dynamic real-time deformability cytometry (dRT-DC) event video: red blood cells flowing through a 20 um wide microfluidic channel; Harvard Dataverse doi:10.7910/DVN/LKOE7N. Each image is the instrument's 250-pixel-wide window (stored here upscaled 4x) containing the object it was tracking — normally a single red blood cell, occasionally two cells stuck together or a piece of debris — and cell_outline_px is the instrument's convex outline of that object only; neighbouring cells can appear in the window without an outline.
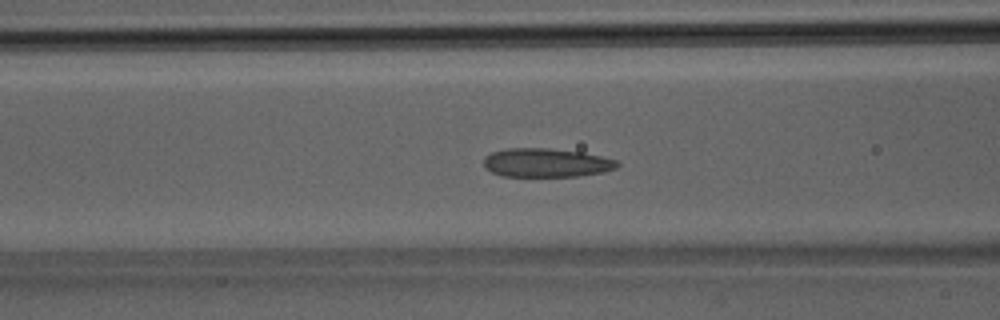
{"species": "Egyptian fruit bat (a non-hibernating species)", "species_latin": "Rousettus aegyptiacus", "temperature_condition": "room temperature", "stored_images_in_passage": 40, "camera_frame_rate_fps": 3000, "um_per_image_px": 0.085, "animal": {"sex": "male"}, "frame": {"image": 1, "passage_image": 16, "time_ms": 5.0, "image_size_px": [1000, 320], "cell_outline_px": [[620, 164], [616, 168], [604, 172], [580, 176], [500, 176], [484, 168], [484, 156], [492, 152], [508, 148], [548, 148], [580, 152], [600, 156], [616, 160]], "centroid_in_image_um": [46.41, 13.84], "position_along_channel_um": 120.2, "area_um2": 22.43}}
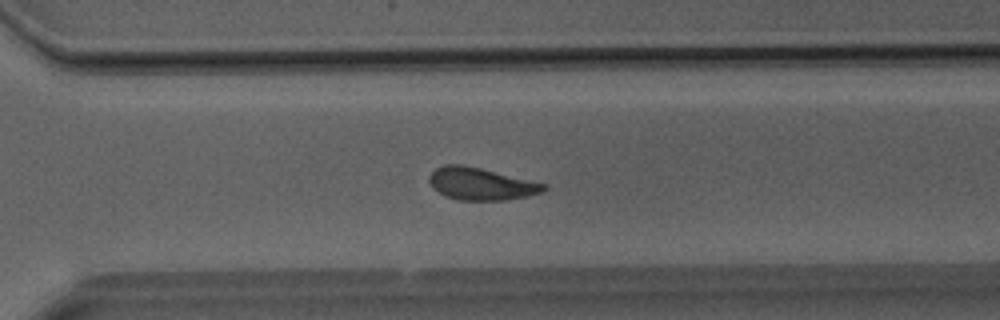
{"frame": {"image": 2, "passage_image": 28, "time_ms": 9.0, "image_size_px": [1000, 320], "cell_outline_px": [[548, 188], [540, 192], [528, 196], [504, 200], [456, 200], [444, 196], [432, 188], [428, 180], [428, 176], [436, 168], [444, 164], [464, 164], [548, 184]], "centroid_in_image_um": [40.85, 15.62], "position_along_channel_um": 329.7, "area_um2": 21.79}}
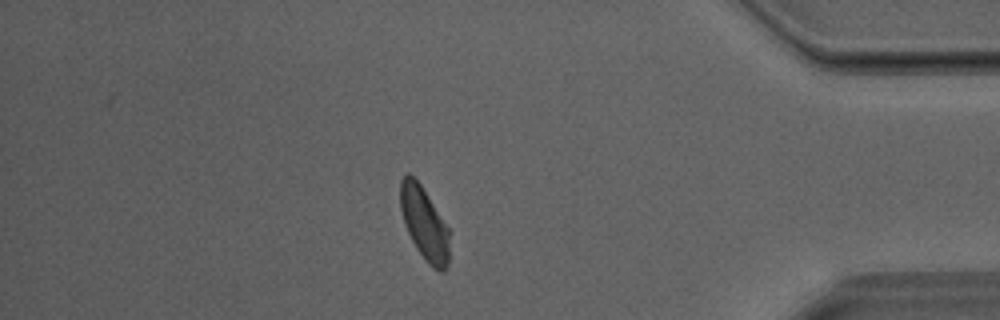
{"frame": {"image": 3, "passage_image": 34, "time_ms": 11.0, "image_size_px": [1000, 320], "cell_outline_px": [[448, 268], [444, 272], [440, 272], [432, 268], [428, 264], [416, 248], [404, 224], [400, 208], [400, 180], [408, 172], [420, 184], [448, 228]], "centroid_in_image_um": [36.05, 19.03], "position_along_channel_um": 399.2, "area_um2": 20.58}}